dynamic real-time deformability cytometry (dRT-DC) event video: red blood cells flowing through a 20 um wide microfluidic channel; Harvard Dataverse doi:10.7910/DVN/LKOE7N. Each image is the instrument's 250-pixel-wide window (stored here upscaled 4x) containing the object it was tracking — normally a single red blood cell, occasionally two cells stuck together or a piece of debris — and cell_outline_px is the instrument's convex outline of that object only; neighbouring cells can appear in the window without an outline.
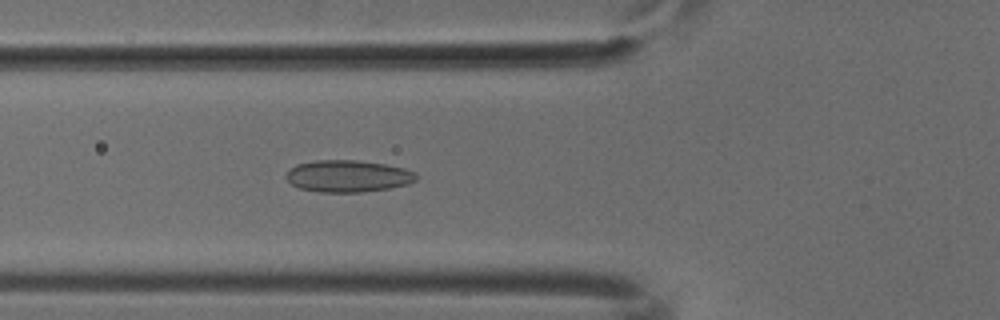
{"species": "common noctule bat (a hibernating species)", "species_latin": "Nyctalus noctula", "temperature_condition": "cold", "stored_images_in_passage": 49, "camera_frame_rate_fps": 3000, "um_per_image_px": 0.085, "animal": {"sex": "male", "body_mass_g": 18.8}, "frame": {"image": 1, "passage_image": 18, "time_ms": 5.667, "image_size_px": [1000, 320], "cell_outline_px": [[416, 180], [408, 184], [388, 188], [360, 192], [320, 192], [300, 188], [292, 184], [284, 176], [296, 164], [316, 160], [356, 160], [384, 164], [404, 168], [416, 172]], "centroid_in_image_um": [29.57, 14.96], "position_along_channel_um": 96.2, "area_um2": 24.04}}
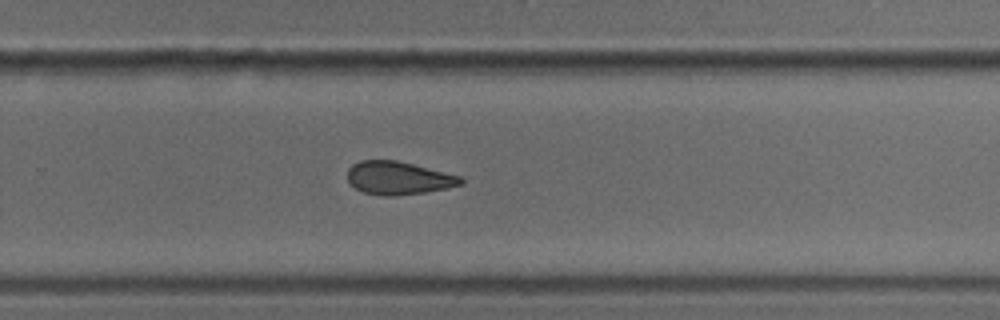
{"frame": {"image": 2, "passage_image": 33, "time_ms": 10.667, "image_size_px": [1000, 320], "cell_outline_px": [[464, 184], [448, 188], [424, 192], [396, 196], [384, 196], [364, 192], [356, 188], [348, 180], [348, 168], [352, 164], [360, 160], [396, 160], [460, 176], [464, 180]], "centroid_in_image_um": [33.87, 15.13], "position_along_channel_um": 295.9, "area_um2": 21.73}}
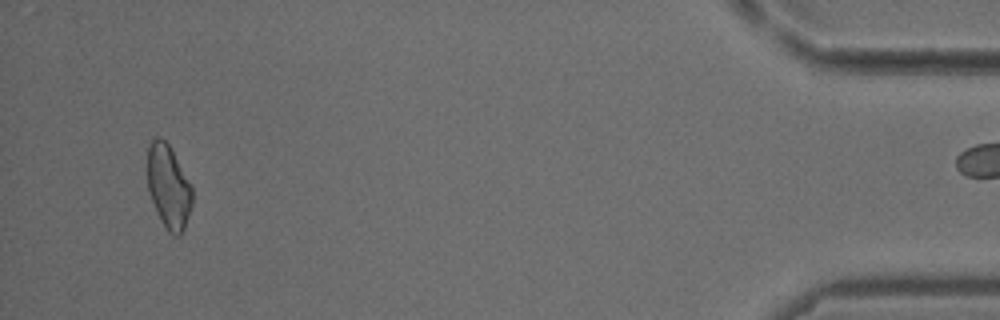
{"frame": {"image": 3, "passage_image": 48, "time_ms": 15.667, "image_size_px": [1000, 320], "cell_outline_px": [[192, 204], [184, 228], [180, 236], [172, 236], [164, 228], [148, 192], [148, 144], [156, 136], [160, 136], [168, 144], [192, 184]], "centroid_in_image_um": [14.33, 15.88], "position_along_channel_um": 420.9, "area_um2": 21.96}}